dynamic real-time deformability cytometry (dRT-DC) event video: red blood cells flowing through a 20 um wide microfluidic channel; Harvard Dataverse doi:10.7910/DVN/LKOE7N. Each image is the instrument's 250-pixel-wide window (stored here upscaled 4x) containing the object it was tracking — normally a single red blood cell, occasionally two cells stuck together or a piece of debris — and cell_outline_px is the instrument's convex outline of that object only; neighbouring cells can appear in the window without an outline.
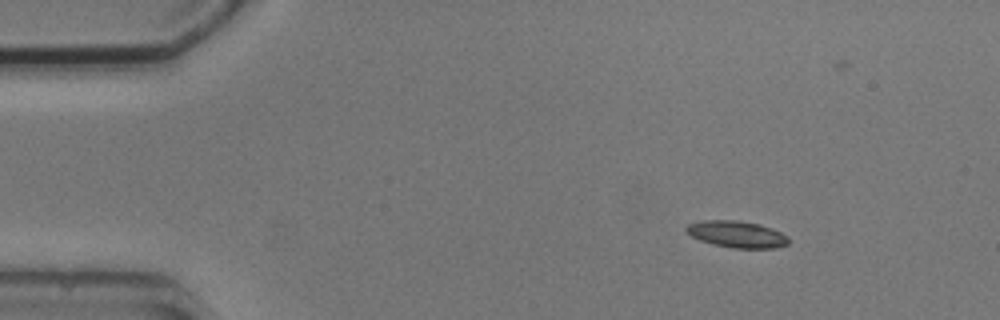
{"species": "common noctule bat (a hibernating species)", "species_latin": "Nyctalus noctula", "temperature_condition": "cold", "stored_images_in_passage": 2, "camera_frame_rate_fps": 3000, "um_per_image_px": 0.085, "animal": {"sex": "male", "body_mass_g": 20.5, "forearm_length_mm": 52.5}, "frame": {"image": 1, "passage_image": 1, "time_ms": 0.0, "image_size_px": [1000, 320], "cell_outline_px": [[788, 244], [776, 248], [732, 248], [712, 244], [700, 240], [692, 236], [684, 228], [688, 224], [704, 220], [736, 220], [760, 224], [772, 228], [788, 236]], "centroid_in_image_um": [62.64, 19.91], "position_along_channel_um": 22.4, "area_um2": 15.9}}